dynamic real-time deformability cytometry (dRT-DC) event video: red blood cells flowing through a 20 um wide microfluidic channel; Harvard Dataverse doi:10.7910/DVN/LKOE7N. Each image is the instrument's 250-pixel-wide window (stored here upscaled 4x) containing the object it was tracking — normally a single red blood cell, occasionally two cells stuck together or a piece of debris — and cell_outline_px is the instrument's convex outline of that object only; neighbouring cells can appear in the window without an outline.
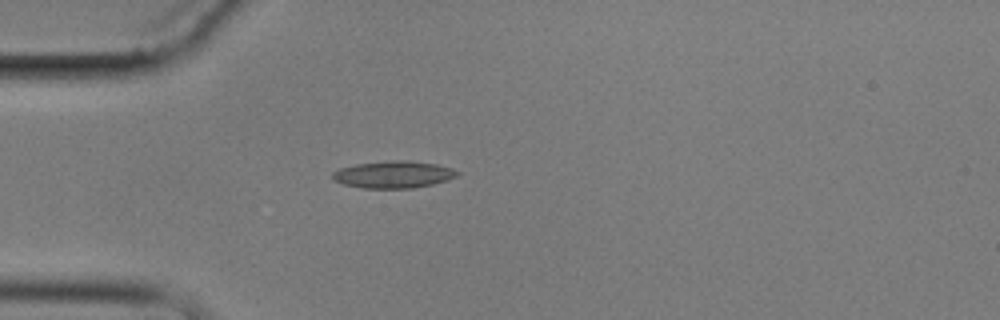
{"species": "common noctule bat (a hibernating species)", "species_latin": "Nyctalus noctula", "temperature_condition": "cold", "stored_images_in_passage": 5, "camera_frame_rate_fps": 3000, "um_per_image_px": 0.085, "animal": {"sex": "male", "body_mass_g": 17.9}, "frame": {"image": 1, "passage_image": 5, "time_ms": 4.667, "image_size_px": [1000, 320], "cell_outline_px": [[460, 172], [456, 176], [432, 184], [412, 188], [364, 188], [344, 184], [332, 180], [332, 172], [340, 168], [356, 164], [392, 160], [408, 160], [436, 164], [452, 168]], "centroid_in_image_um": [33.41, 14.82], "position_along_channel_um": 51.6, "area_um2": 19.54}}